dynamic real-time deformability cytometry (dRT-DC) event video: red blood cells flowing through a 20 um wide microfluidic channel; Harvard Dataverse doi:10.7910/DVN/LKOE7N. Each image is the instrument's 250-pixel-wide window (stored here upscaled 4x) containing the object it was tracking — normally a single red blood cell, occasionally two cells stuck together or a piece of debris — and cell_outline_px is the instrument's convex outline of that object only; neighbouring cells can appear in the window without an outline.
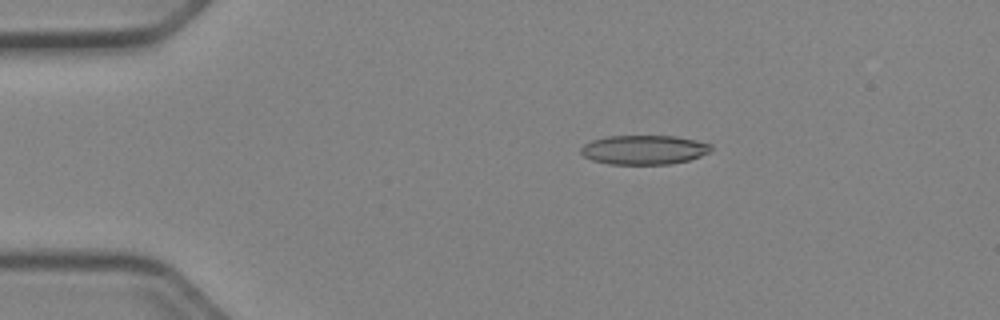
{"species": "Egyptian fruit bat (a non-hibernating species)", "species_latin": "Rousettus aegyptiacus", "temperature_condition": "cold", "stored_images_in_passage": 20, "camera_frame_rate_fps": 3000, "um_per_image_px": 0.085, "animal": {"sex": "female"}, "frame": {"image": 1, "passage_image": 10, "time_ms": 3.0, "image_size_px": [1000, 320], "cell_outline_px": [[712, 152], [688, 160], [672, 164], [608, 164], [592, 160], [584, 156], [580, 152], [580, 148], [584, 144], [592, 140], [608, 136], [676, 136], [696, 140], [712, 144]], "centroid_in_image_um": [54.76, 12.73], "position_along_channel_um": 30.2, "area_um2": 22.37}}
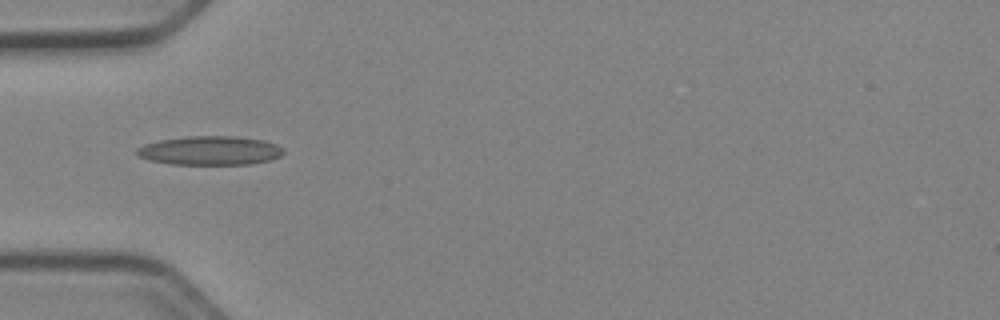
{"frame": {"image": 2, "passage_image": 17, "time_ms": 5.333, "image_size_px": [1000, 320], "cell_outline_px": [[284, 152], [280, 156], [272, 160], [252, 164], [172, 164], [148, 160], [140, 156], [136, 152], [136, 148], [144, 144], [160, 140], [188, 136], [232, 136], [264, 140], [276, 144], [284, 148]], "centroid_in_image_um": [17.88, 12.8], "position_along_channel_um": 67.1, "area_um2": 24.8}}
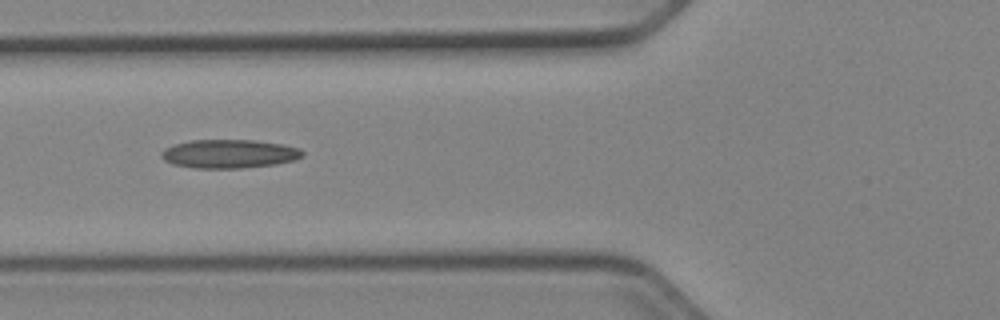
{"frame": {"image": 3, "passage_image": 20, "time_ms": 6.333, "image_size_px": [1000, 320], "cell_outline_px": [[304, 156], [296, 160], [276, 164], [244, 168], [192, 168], [172, 164], [164, 160], [160, 156], [160, 152], [164, 148], [172, 144], [188, 140], [252, 140], [284, 144], [300, 148], [304, 152]], "centroid_in_image_um": [19.47, 13.07], "position_along_channel_um": 106.3, "area_um2": 23.99}}